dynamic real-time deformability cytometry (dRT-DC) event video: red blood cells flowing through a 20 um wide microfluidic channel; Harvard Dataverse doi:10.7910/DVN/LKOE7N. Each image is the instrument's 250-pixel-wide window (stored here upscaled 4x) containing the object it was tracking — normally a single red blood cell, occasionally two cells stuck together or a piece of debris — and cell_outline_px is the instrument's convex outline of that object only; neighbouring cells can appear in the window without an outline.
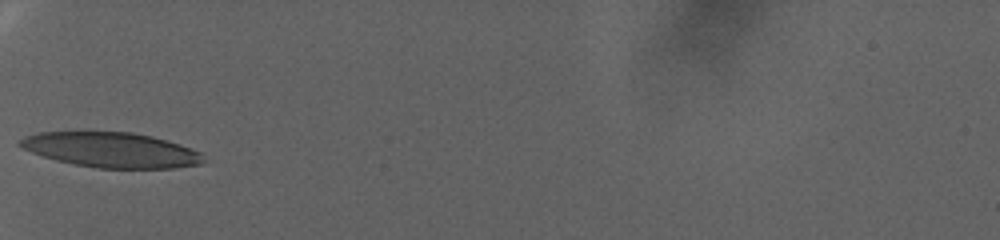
{"species": "human", "species_latin": "Homo sapiens", "temperature_condition": "warm", "stored_images_in_passage": 48, "camera_frame_rate_fps": 3000, "um_per_image_px": 0.085, "donor": {"sex": "female"}, "frame": {"image": 1, "passage_image": 1, "time_ms": 0.0, "image_size_px": [1000, 240], "cell_outline_px": [[204, 160], [200, 164], [172, 168], [96, 168], [56, 160], [32, 152], [16, 144], [24, 136], [40, 132], [132, 132], [152, 136], [180, 144], [192, 148], [200, 152]], "centroid_in_image_um": [9.46, 12.74], "position_along_channel_um": 75.5, "area_um2": 37.22}}
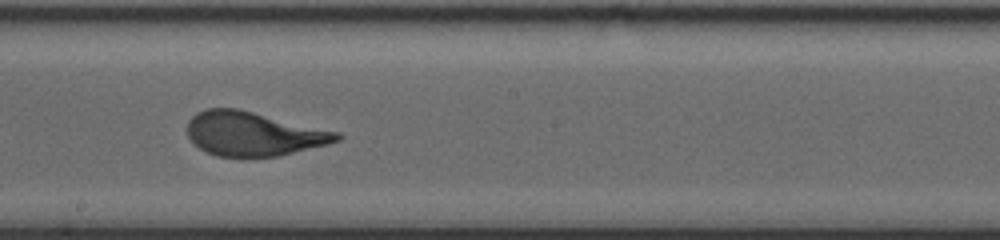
{"frame": {"image": 2, "passage_image": 21, "time_ms": 6.667, "image_size_px": [1000, 240], "cell_outline_px": [[344, 136], [340, 140], [328, 144], [276, 156], [240, 160], [216, 156], [200, 148], [188, 136], [188, 120], [196, 112], [204, 108], [240, 108], [340, 132]], "centroid_in_image_um": [21.54, 11.39], "position_along_channel_um": 226.7, "area_um2": 39.3}}
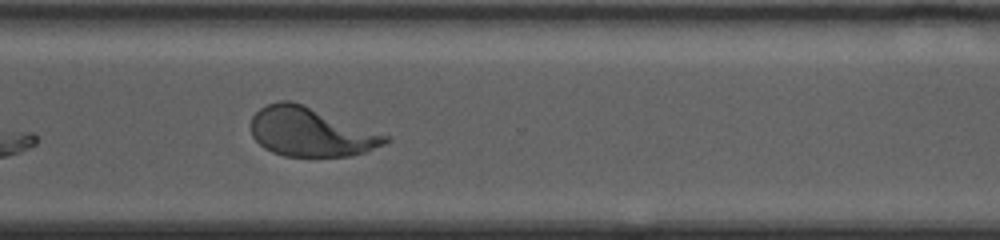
{"frame": {"image": 3, "passage_image": 36, "time_ms": 11.667, "image_size_px": [1000, 240], "cell_outline_px": [[392, 140], [384, 144], [364, 152], [348, 156], [284, 156], [272, 152], [264, 148], [252, 136], [252, 116], [260, 108], [268, 104], [280, 100], [292, 100], [388, 136]], "centroid_in_image_um": [26.38, 11.21], "position_along_channel_um": 344.2, "area_um2": 37.92}}